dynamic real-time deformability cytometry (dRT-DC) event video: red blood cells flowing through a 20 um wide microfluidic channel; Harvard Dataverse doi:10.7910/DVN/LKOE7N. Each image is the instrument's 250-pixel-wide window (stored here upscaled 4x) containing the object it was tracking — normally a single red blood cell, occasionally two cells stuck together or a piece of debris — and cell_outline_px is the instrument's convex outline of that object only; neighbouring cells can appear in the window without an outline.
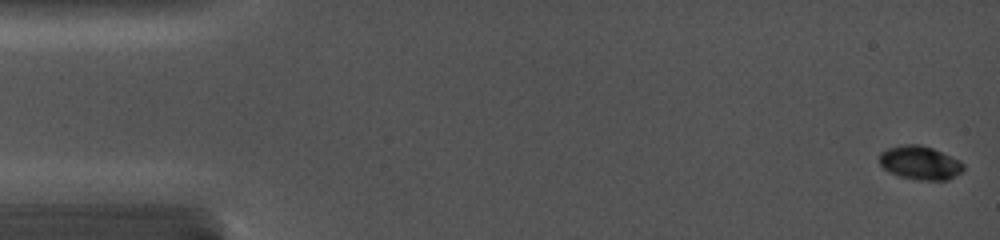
{"species": "common noctule bat (a hibernating species)", "species_latin": "Nyctalus noctula", "temperature_condition": "cold", "stored_images_in_passage": 12, "camera_frame_rate_fps": 5000, "um_per_image_px": 0.085, "animal": {"sex": "female", "body_mass_g": 19.0, "forearm_length_mm": 56.7}, "frame": {"image": 1, "passage_image": 1, "time_ms": 0.0, "image_size_px": [1000, 240], "cell_outline_px": [[964, 168], [960, 172], [948, 180], [920, 180], [900, 176], [884, 168], [880, 164], [880, 152], [888, 148], [904, 144], [920, 144], [932, 148], [960, 160], [964, 164]], "centroid_in_image_um": [78.21, 13.83], "position_along_channel_um": 6.8, "area_um2": 16.3}}
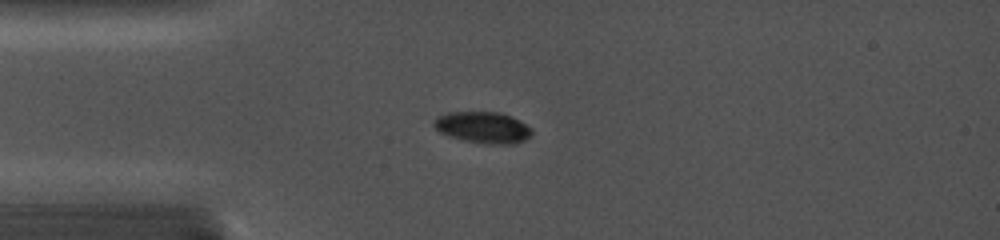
{"frame": {"image": 2, "passage_image": 10, "time_ms": 4.0, "image_size_px": [1000, 240], "cell_outline_px": [[532, 136], [524, 140], [512, 144], [484, 144], [464, 140], [448, 136], [440, 132], [432, 124], [432, 120], [436, 116], [448, 112], [500, 112], [512, 116], [520, 120], [532, 128]], "centroid_in_image_um": [41.05, 10.82], "position_along_channel_um": 44.0, "area_um2": 18.21}}
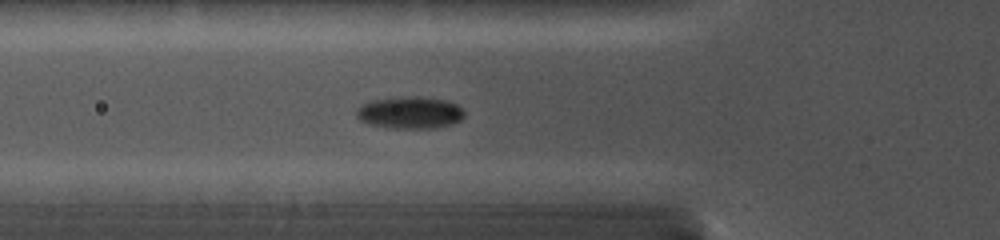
{"frame": {"image": 3, "passage_image": 12, "time_ms": 5.6, "image_size_px": [1000, 240], "cell_outline_px": [[464, 116], [460, 120], [452, 124], [432, 128], [392, 128], [368, 124], [360, 120], [356, 116], [356, 108], [360, 104], [372, 100], [400, 96], [420, 96], [448, 100], [456, 104], [464, 112]], "centroid_in_image_um": [34.81, 9.55], "position_along_channel_um": 91.0, "area_um2": 20.4}}